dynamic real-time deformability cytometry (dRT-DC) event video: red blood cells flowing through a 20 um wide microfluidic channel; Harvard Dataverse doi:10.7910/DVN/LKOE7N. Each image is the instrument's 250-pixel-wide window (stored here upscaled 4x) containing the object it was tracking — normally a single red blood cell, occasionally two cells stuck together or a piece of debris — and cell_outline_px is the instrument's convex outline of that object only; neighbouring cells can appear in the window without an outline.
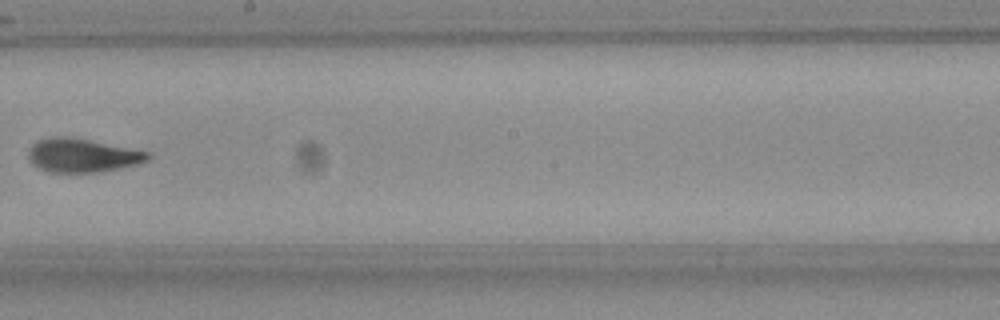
{"species": "Egyptian fruit bat (a non-hibernating species)", "species_latin": "Rousettus aegyptiacus", "temperature_condition": "room temperature", "stored_images_in_passage": 10, "camera_frame_rate_fps": 3000, "um_per_image_px": 0.085, "frame": {"image": 1, "passage_image": 10, "time_ms": 3.0, "image_size_px": [1000, 320], "cell_outline_px": [[152, 156], [148, 160], [136, 164], [116, 168], [92, 172], [48, 172], [32, 164], [28, 156], [28, 152], [32, 144], [40, 140], [52, 136], [68, 136], [148, 152]], "centroid_in_image_um": [6.94, 13.2], "position_along_channel_um": 241.3, "area_um2": 22.95}}